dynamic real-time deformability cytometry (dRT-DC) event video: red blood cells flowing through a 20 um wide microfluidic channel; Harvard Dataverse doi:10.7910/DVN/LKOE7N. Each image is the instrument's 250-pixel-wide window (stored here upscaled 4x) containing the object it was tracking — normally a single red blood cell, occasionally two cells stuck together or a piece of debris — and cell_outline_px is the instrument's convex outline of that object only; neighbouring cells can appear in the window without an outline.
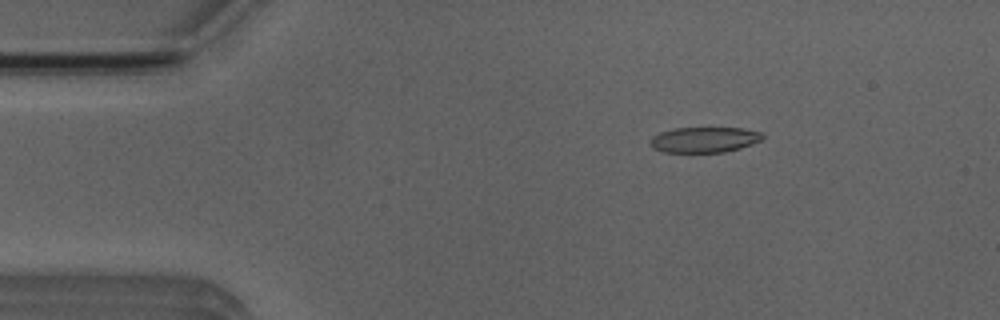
{"species": "Egyptian fruit bat (a non-hibernating species)", "species_latin": "Rousettus aegyptiacus", "temperature_condition": "room temperature", "stored_images_in_passage": 5, "camera_frame_rate_fps": 3000, "um_per_image_px": 0.085, "animal": {"sex": "male"}, "frame": {"image": 1, "passage_image": 3, "time_ms": 2.333, "image_size_px": [1000, 320], "cell_outline_px": [[764, 140], [740, 148], [724, 152], [660, 152], [652, 148], [648, 144], [648, 140], [652, 136], [660, 132], [676, 128], [740, 128], [764, 132]], "centroid_in_image_um": [59.85, 11.88], "position_along_channel_um": 25.1, "area_um2": 16.99}}